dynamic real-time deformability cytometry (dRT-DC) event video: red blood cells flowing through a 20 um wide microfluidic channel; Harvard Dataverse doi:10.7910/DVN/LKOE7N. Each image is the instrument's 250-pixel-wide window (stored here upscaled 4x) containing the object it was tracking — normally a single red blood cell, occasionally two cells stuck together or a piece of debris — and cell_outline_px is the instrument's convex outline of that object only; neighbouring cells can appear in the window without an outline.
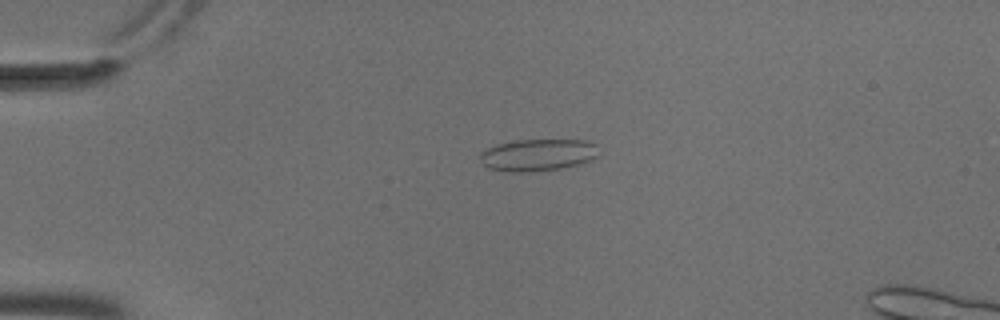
{"species": "common noctule bat (a hibernating species)", "species_latin": "Nyctalus noctula", "temperature_condition": "cold", "stored_images_in_passage": 49, "camera_frame_rate_fps": 3000, "um_per_image_px": 0.085, "animal": {"sex": "male", "body_mass_g": 18.8}, "frame": {"image": 1, "passage_image": 6, "time_ms": 1.667, "image_size_px": [1000, 320], "cell_outline_px": [[600, 156], [592, 160], [560, 168], [528, 172], [512, 172], [488, 168], [480, 160], [480, 152], [496, 144], [516, 140], [584, 140], [596, 144]], "centroid_in_image_um": [45.72, 13.16], "position_along_channel_um": 39.3, "area_um2": 22.14}}
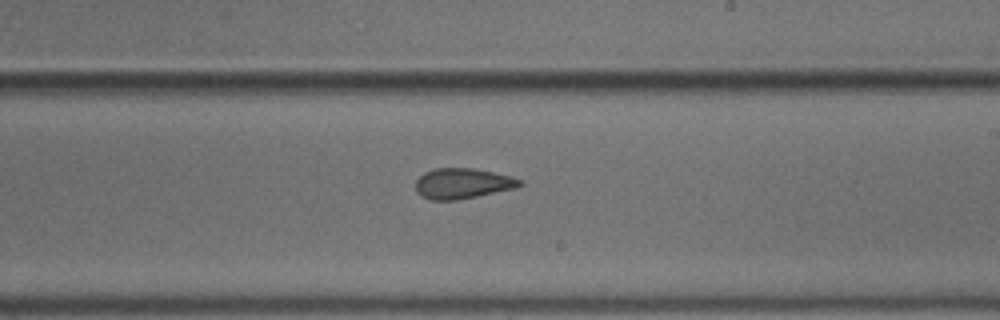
{"frame": {"image": 2, "passage_image": 26, "time_ms": 8.333, "image_size_px": [1000, 320], "cell_outline_px": [[524, 184], [516, 188], [456, 200], [428, 200], [420, 196], [416, 192], [416, 180], [424, 172], [436, 168], [472, 168], [512, 176], [520, 180]], "centroid_in_image_um": [39.29, 15.6], "position_along_channel_um": 249.7, "area_um2": 18.5}}
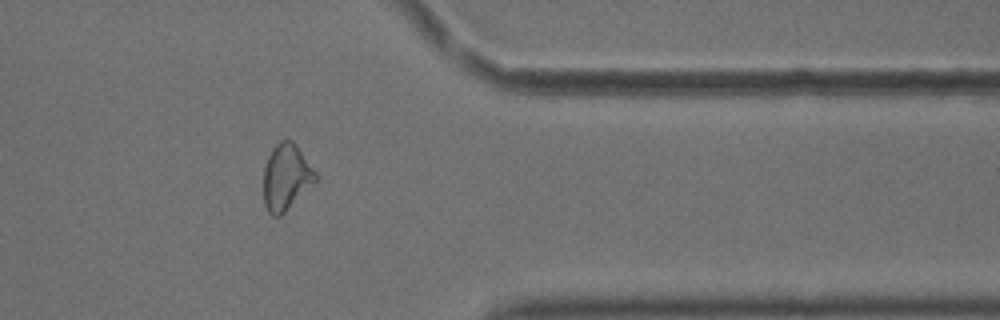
{"frame": {"image": 3, "passage_image": 38, "time_ms": 12.333, "image_size_px": [1000, 320], "cell_outline_px": [[316, 180], [280, 216], [272, 216], [268, 212], [264, 204], [264, 168], [268, 156], [272, 148], [280, 140], [292, 140], [316, 172]], "centroid_in_image_um": [24.29, 15.04], "position_along_channel_um": 387.1, "area_um2": 19.59}}